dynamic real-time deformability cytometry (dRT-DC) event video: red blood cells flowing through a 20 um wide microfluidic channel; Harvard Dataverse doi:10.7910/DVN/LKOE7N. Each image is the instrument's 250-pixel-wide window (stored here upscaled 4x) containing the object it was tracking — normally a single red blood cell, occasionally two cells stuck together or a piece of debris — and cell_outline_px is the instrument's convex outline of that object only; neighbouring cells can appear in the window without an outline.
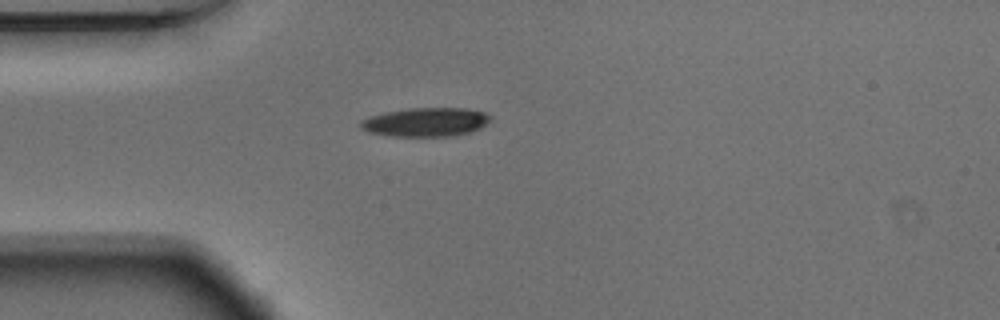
{"species": "Egyptian fruit bat (a non-hibernating species)", "species_latin": "Rousettus aegyptiacus", "temperature_condition": "warm", "stored_images_in_passage": 40, "camera_frame_rate_fps": 3000, "um_per_image_px": 0.085, "animal": {"sex": "male"}, "frame": {"image": 1, "passage_image": 1, "time_ms": 0.0, "image_size_px": [1000, 320], "cell_outline_px": [[492, 120], [480, 128], [468, 132], [448, 136], [392, 136], [368, 132], [360, 128], [360, 120], [368, 116], [384, 112], [408, 108], [468, 108], [484, 112], [492, 116]], "centroid_in_image_um": [36.17, 10.36], "position_along_channel_um": 48.8, "area_um2": 21.96}}
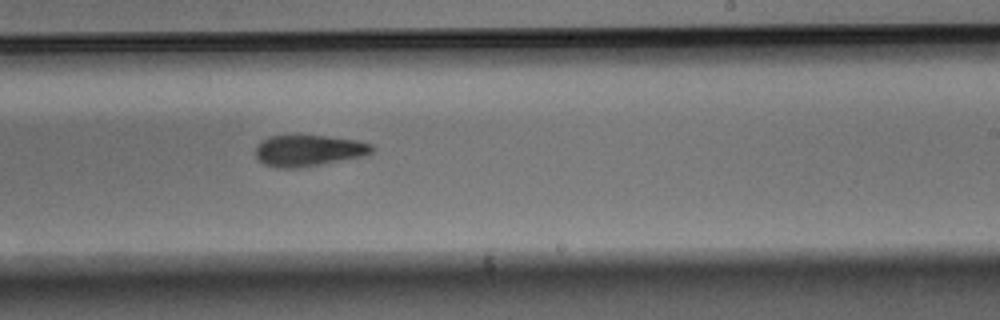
{"frame": {"image": 2, "passage_image": 19, "time_ms": 6.0, "image_size_px": [1000, 320], "cell_outline_px": [[376, 148], [368, 156], [300, 168], [276, 168], [264, 164], [256, 156], [256, 144], [260, 140], [268, 136], [324, 136], [360, 140], [372, 144]], "centroid_in_image_um": [26.28, 12.81], "position_along_channel_um": 262.7, "area_um2": 21.62}}
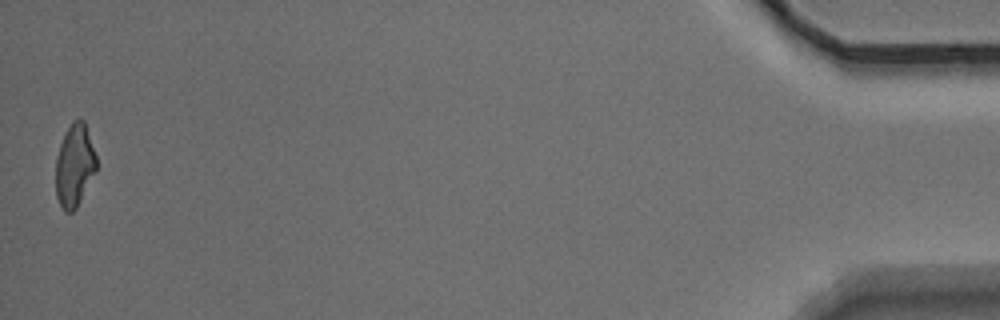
{"frame": {"image": 3, "passage_image": 40, "time_ms": 13.0, "image_size_px": [1000, 320], "cell_outline_px": [[96, 172], [76, 208], [72, 212], [64, 212], [56, 196], [56, 156], [60, 144], [72, 120], [84, 120], [96, 156]], "centroid_in_image_um": [6.33, 14.09], "position_along_channel_um": 428.9, "area_um2": 19.42}, "authors_computed_cell_mechanics": {"area_um2": 21.4438, "velocity_mm_per_s": 3.7412, "shape_relaxation_time_tau1_ms": 4.8459, "shape_relaxation_time_tau2_ms": null, "deformation_change_tau1": 0.1675, "deformation_change_tau2": null}}